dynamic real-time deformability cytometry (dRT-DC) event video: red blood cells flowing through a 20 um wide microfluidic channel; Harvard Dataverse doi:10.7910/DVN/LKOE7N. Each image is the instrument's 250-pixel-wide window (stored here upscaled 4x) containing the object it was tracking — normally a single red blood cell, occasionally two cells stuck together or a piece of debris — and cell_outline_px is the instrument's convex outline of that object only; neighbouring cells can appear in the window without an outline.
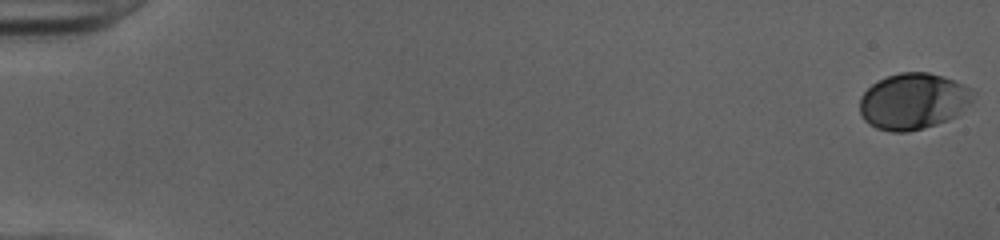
{"species": "human", "species_latin": "Homo sapiens", "temperature_condition": "cold", "stored_images_in_passage": 52, "camera_frame_rate_fps": 3000, "um_per_image_px": 0.085, "donor": {"sex": "female"}, "frame": {"image": 1, "passage_image": 1, "time_ms": 0.0, "image_size_px": [1000, 240], "cell_outline_px": [[976, 92], [972, 100], [956, 116], [948, 120], [924, 128], [908, 132], [892, 132], [876, 128], [868, 124], [864, 120], [860, 112], [860, 96], [872, 84], [888, 76], [900, 72], [928, 72], [944, 76], [956, 80], [972, 88]], "centroid_in_image_um": [77.64, 8.6], "position_along_channel_um": 7.4, "area_um2": 37.4}}
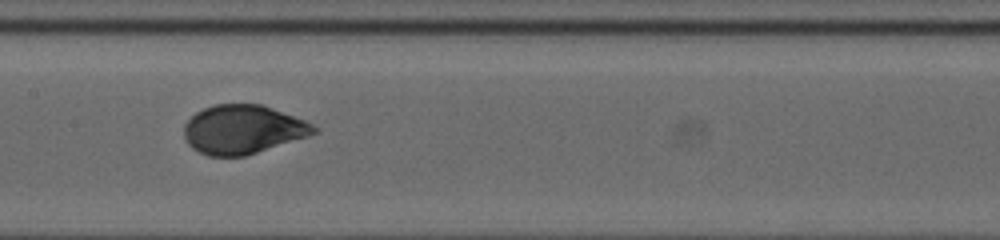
{"frame": {"image": 2, "passage_image": 28, "time_ms": 9.0, "image_size_px": [1000, 240], "cell_outline_px": [[320, 132], [308, 136], [244, 156], [208, 156], [192, 148], [188, 144], [184, 136], [184, 124], [196, 112], [204, 108], [216, 104], [260, 104], [272, 108], [304, 120], [320, 128]], "centroid_in_image_um": [20.64, 11.0], "position_along_channel_um": 186.8, "area_um2": 36.82}}
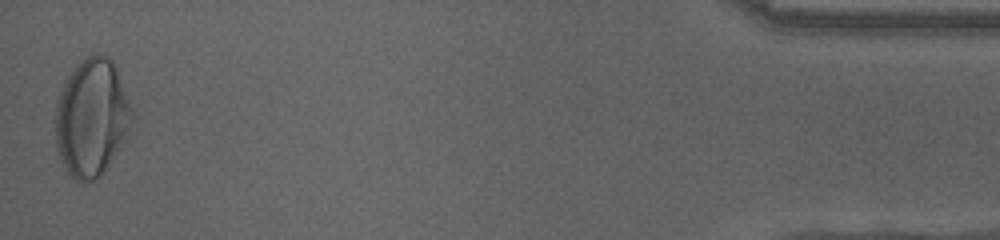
{"frame": {"image": 3, "passage_image": 52, "time_ms": 17.0, "image_size_px": [1000, 240], "cell_outline_px": [[136, 116], [124, 140], [104, 172], [96, 180], [84, 184], [80, 184], [68, 172], [56, 148], [56, 100], [68, 76], [76, 64], [80, 60], [92, 52], [100, 52], [108, 56], [112, 60], [116, 68]], "centroid_in_image_um": [7.81, 9.98], "position_along_channel_um": 427.4, "area_um2": 52.94}, "authors_computed_cell_mechanics": {"area_um2": 37.281, "velocity_mm_per_s": 4.0021, "shape_relaxation_time_tau1_ms": 3.1954, "shape_relaxation_time_tau2_ms": null, "deformation_change_tau1": 0.1426, "deformation_change_tau2": null}}